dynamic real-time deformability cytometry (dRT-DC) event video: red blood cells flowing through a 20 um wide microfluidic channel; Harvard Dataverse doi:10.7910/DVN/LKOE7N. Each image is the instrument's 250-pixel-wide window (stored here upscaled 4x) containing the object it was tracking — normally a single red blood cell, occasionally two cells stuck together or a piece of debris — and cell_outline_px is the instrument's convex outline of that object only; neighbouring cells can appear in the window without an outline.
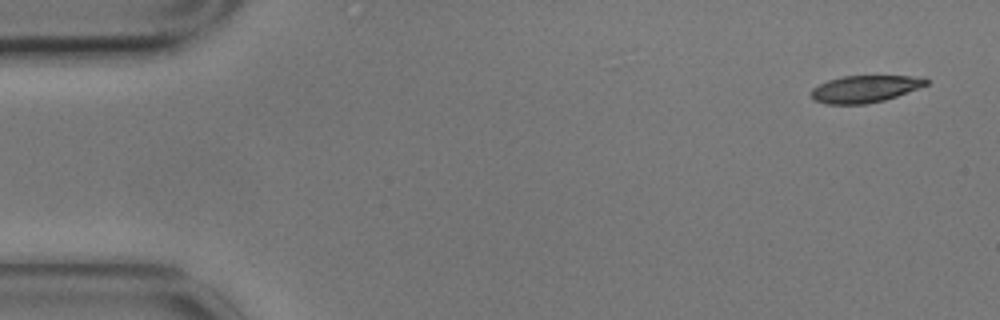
{"species": "common noctule bat (a hibernating species)", "species_latin": "Nyctalus noctula", "temperature_condition": "cold", "stored_images_in_passage": 9, "camera_frame_rate_fps": 3000, "um_per_image_px": 0.085, "animal": {"sex": "male", "body_mass_g": 17.9}, "frame": {"image": 1, "passage_image": 1, "time_ms": 0.0, "image_size_px": [1000, 320], "cell_outline_px": [[928, 84], [896, 96], [884, 100], [868, 104], [828, 104], [816, 100], [812, 96], [812, 88], [828, 80], [844, 76], [912, 76], [928, 80]], "centroid_in_image_um": [73.5, 7.56], "position_along_channel_um": 11.5, "area_um2": 17.74}}
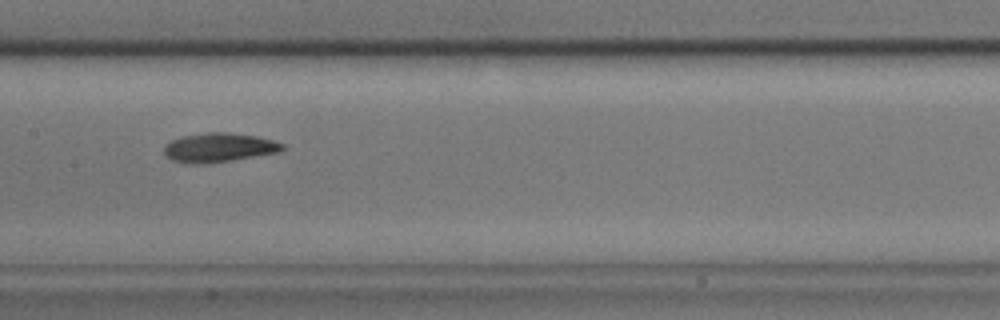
{"frame": {"image": 2, "passage_image": 8, "time_ms": 2.333, "image_size_px": [1000, 320], "cell_outline_px": [[284, 148], [280, 152], [208, 164], [188, 164], [172, 160], [164, 152], [164, 148], [172, 140], [184, 136], [208, 132], [228, 132], [256, 136], [272, 140], [284, 144]], "centroid_in_image_um": [18.63, 12.55], "position_along_channel_um": 188.8, "area_um2": 20.0}}